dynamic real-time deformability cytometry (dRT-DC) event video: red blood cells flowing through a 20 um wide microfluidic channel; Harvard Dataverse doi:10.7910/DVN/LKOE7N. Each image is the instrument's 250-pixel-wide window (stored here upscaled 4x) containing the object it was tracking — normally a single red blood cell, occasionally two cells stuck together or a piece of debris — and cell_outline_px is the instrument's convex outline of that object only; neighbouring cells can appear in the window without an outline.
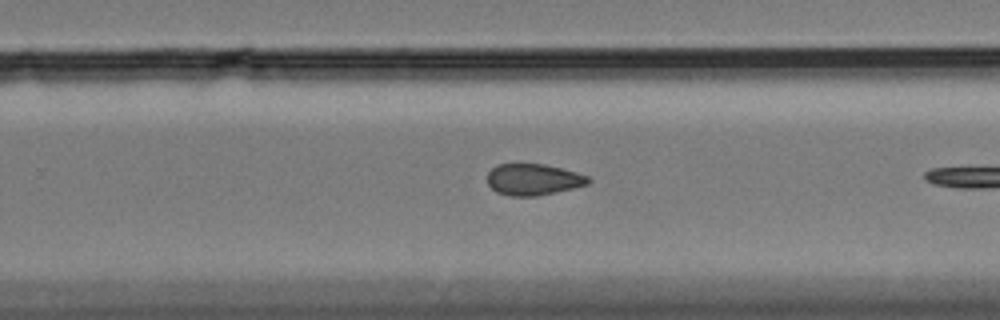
{"species": "Egyptian fruit bat (a non-hibernating species)", "species_latin": "Rousettus aegyptiacus", "temperature_condition": "cold", "stored_images_in_passage": 26, "camera_frame_rate_fps": 3000, "um_per_image_px": 0.085, "animal": {"sex": "female"}, "frame": {"image": 1, "passage_image": 17, "time_ms": 5.333, "image_size_px": [1000, 320], "cell_outline_px": [[592, 180], [588, 184], [556, 192], [536, 196], [512, 196], [496, 192], [488, 184], [488, 172], [496, 164], [544, 164], [576, 172], [588, 176]], "centroid_in_image_um": [45.32, 15.26], "position_along_channel_um": 284.5, "area_um2": 18.38}}
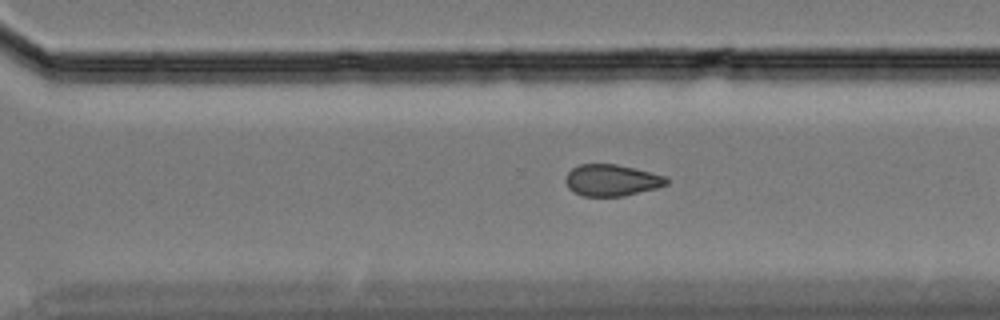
{"frame": {"image": 2, "passage_image": 20, "time_ms": 6.333, "image_size_px": [1000, 320], "cell_outline_px": [[668, 184], [656, 188], [624, 196], [580, 196], [572, 192], [568, 188], [564, 180], [568, 172], [572, 168], [580, 164], [616, 164], [664, 176], [668, 180]], "centroid_in_image_um": [51.93, 15.33], "position_along_channel_um": 318.7, "area_um2": 18.5}}
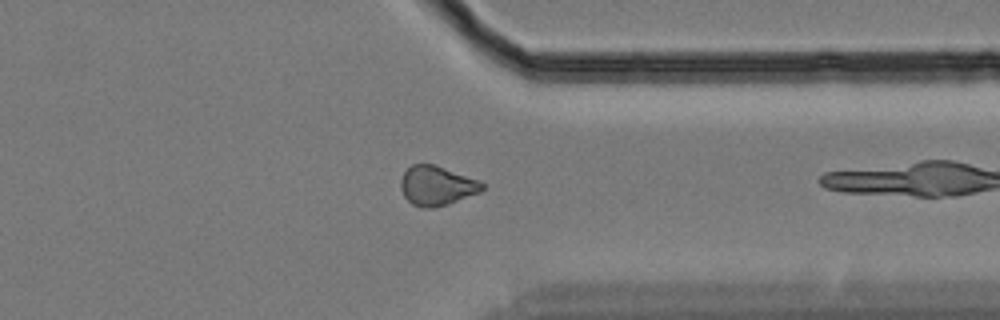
{"frame": {"image": 3, "passage_image": 25, "time_ms": 8.0, "image_size_px": [1000, 320], "cell_outline_px": [[484, 188], [480, 192], [448, 204], [432, 208], [420, 208], [412, 204], [404, 196], [400, 188], [400, 180], [404, 172], [412, 164], [436, 164], [480, 180], [484, 184]], "centroid_in_image_um": [37.12, 15.78], "position_along_channel_um": 374.3, "area_um2": 18.96}}